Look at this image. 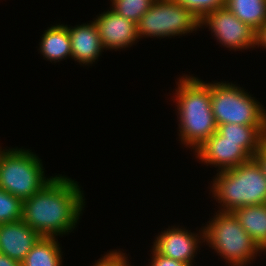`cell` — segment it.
<instances>
[{"label": "cell", "mask_w": 266, "mask_h": 266, "mask_svg": "<svg viewBox=\"0 0 266 266\" xmlns=\"http://www.w3.org/2000/svg\"><path fill=\"white\" fill-rule=\"evenodd\" d=\"M42 159L27 148L0 147V188L25 200L54 176H45Z\"/></svg>", "instance_id": "obj_5"}, {"label": "cell", "mask_w": 266, "mask_h": 266, "mask_svg": "<svg viewBox=\"0 0 266 266\" xmlns=\"http://www.w3.org/2000/svg\"><path fill=\"white\" fill-rule=\"evenodd\" d=\"M211 82V105L217 126L223 124L266 125V109L240 85Z\"/></svg>", "instance_id": "obj_6"}, {"label": "cell", "mask_w": 266, "mask_h": 266, "mask_svg": "<svg viewBox=\"0 0 266 266\" xmlns=\"http://www.w3.org/2000/svg\"><path fill=\"white\" fill-rule=\"evenodd\" d=\"M42 236L22 220L0 224V254L20 263Z\"/></svg>", "instance_id": "obj_12"}, {"label": "cell", "mask_w": 266, "mask_h": 266, "mask_svg": "<svg viewBox=\"0 0 266 266\" xmlns=\"http://www.w3.org/2000/svg\"><path fill=\"white\" fill-rule=\"evenodd\" d=\"M217 132L225 141L241 142V146L254 158L262 143L266 140V125L223 124L217 126Z\"/></svg>", "instance_id": "obj_15"}, {"label": "cell", "mask_w": 266, "mask_h": 266, "mask_svg": "<svg viewBox=\"0 0 266 266\" xmlns=\"http://www.w3.org/2000/svg\"><path fill=\"white\" fill-rule=\"evenodd\" d=\"M225 6L255 31L266 22V0H226Z\"/></svg>", "instance_id": "obj_18"}, {"label": "cell", "mask_w": 266, "mask_h": 266, "mask_svg": "<svg viewBox=\"0 0 266 266\" xmlns=\"http://www.w3.org/2000/svg\"><path fill=\"white\" fill-rule=\"evenodd\" d=\"M40 38L39 52L43 55V59L56 63L68 57L72 58L71 39L67 24L59 23L48 27Z\"/></svg>", "instance_id": "obj_14"}, {"label": "cell", "mask_w": 266, "mask_h": 266, "mask_svg": "<svg viewBox=\"0 0 266 266\" xmlns=\"http://www.w3.org/2000/svg\"><path fill=\"white\" fill-rule=\"evenodd\" d=\"M67 28L71 39L72 59L84 66L97 63L96 60L98 61L104 48L94 21L76 26L67 25Z\"/></svg>", "instance_id": "obj_13"}, {"label": "cell", "mask_w": 266, "mask_h": 266, "mask_svg": "<svg viewBox=\"0 0 266 266\" xmlns=\"http://www.w3.org/2000/svg\"><path fill=\"white\" fill-rule=\"evenodd\" d=\"M151 261L149 266H186L187 264L173 260L172 258L165 257L161 254H158L153 248H151Z\"/></svg>", "instance_id": "obj_23"}, {"label": "cell", "mask_w": 266, "mask_h": 266, "mask_svg": "<svg viewBox=\"0 0 266 266\" xmlns=\"http://www.w3.org/2000/svg\"><path fill=\"white\" fill-rule=\"evenodd\" d=\"M128 260L126 252L123 253L121 250L112 249L95 261L93 266H125L129 262Z\"/></svg>", "instance_id": "obj_22"}, {"label": "cell", "mask_w": 266, "mask_h": 266, "mask_svg": "<svg viewBox=\"0 0 266 266\" xmlns=\"http://www.w3.org/2000/svg\"><path fill=\"white\" fill-rule=\"evenodd\" d=\"M97 26L104 50H124L139 42L137 26L134 22L114 12L111 8L96 15Z\"/></svg>", "instance_id": "obj_11"}, {"label": "cell", "mask_w": 266, "mask_h": 266, "mask_svg": "<svg viewBox=\"0 0 266 266\" xmlns=\"http://www.w3.org/2000/svg\"><path fill=\"white\" fill-rule=\"evenodd\" d=\"M62 246L57 237H41L32 247L22 266H63Z\"/></svg>", "instance_id": "obj_17"}, {"label": "cell", "mask_w": 266, "mask_h": 266, "mask_svg": "<svg viewBox=\"0 0 266 266\" xmlns=\"http://www.w3.org/2000/svg\"><path fill=\"white\" fill-rule=\"evenodd\" d=\"M195 263H192V264H187L186 266H194ZM196 266V265H195Z\"/></svg>", "instance_id": "obj_27"}, {"label": "cell", "mask_w": 266, "mask_h": 266, "mask_svg": "<svg viewBox=\"0 0 266 266\" xmlns=\"http://www.w3.org/2000/svg\"><path fill=\"white\" fill-rule=\"evenodd\" d=\"M193 153L197 161L218 168L217 172L237 167L253 158L241 142L225 141L217 131Z\"/></svg>", "instance_id": "obj_10"}, {"label": "cell", "mask_w": 266, "mask_h": 266, "mask_svg": "<svg viewBox=\"0 0 266 266\" xmlns=\"http://www.w3.org/2000/svg\"><path fill=\"white\" fill-rule=\"evenodd\" d=\"M212 217L203 226L204 243L214 249L226 264L248 266L257 255L262 254L263 251L243 229L232 212L217 210Z\"/></svg>", "instance_id": "obj_4"}, {"label": "cell", "mask_w": 266, "mask_h": 266, "mask_svg": "<svg viewBox=\"0 0 266 266\" xmlns=\"http://www.w3.org/2000/svg\"><path fill=\"white\" fill-rule=\"evenodd\" d=\"M111 8L117 14L135 24L155 3V0H110Z\"/></svg>", "instance_id": "obj_19"}, {"label": "cell", "mask_w": 266, "mask_h": 266, "mask_svg": "<svg viewBox=\"0 0 266 266\" xmlns=\"http://www.w3.org/2000/svg\"><path fill=\"white\" fill-rule=\"evenodd\" d=\"M198 234L181 226H168L166 230L158 233L152 248L165 257L192 264L195 263L194 258H196L198 248L200 252V246L204 242L202 226Z\"/></svg>", "instance_id": "obj_9"}, {"label": "cell", "mask_w": 266, "mask_h": 266, "mask_svg": "<svg viewBox=\"0 0 266 266\" xmlns=\"http://www.w3.org/2000/svg\"><path fill=\"white\" fill-rule=\"evenodd\" d=\"M266 49V22L256 31L255 47Z\"/></svg>", "instance_id": "obj_24"}, {"label": "cell", "mask_w": 266, "mask_h": 266, "mask_svg": "<svg viewBox=\"0 0 266 266\" xmlns=\"http://www.w3.org/2000/svg\"><path fill=\"white\" fill-rule=\"evenodd\" d=\"M215 36L218 44L234 51L255 47L256 31L239 20L226 6L208 13L200 22Z\"/></svg>", "instance_id": "obj_8"}, {"label": "cell", "mask_w": 266, "mask_h": 266, "mask_svg": "<svg viewBox=\"0 0 266 266\" xmlns=\"http://www.w3.org/2000/svg\"><path fill=\"white\" fill-rule=\"evenodd\" d=\"M202 20L208 13L225 6L226 0H175Z\"/></svg>", "instance_id": "obj_21"}, {"label": "cell", "mask_w": 266, "mask_h": 266, "mask_svg": "<svg viewBox=\"0 0 266 266\" xmlns=\"http://www.w3.org/2000/svg\"><path fill=\"white\" fill-rule=\"evenodd\" d=\"M254 158L261 165L262 170L266 175V140L262 143L260 149L256 152Z\"/></svg>", "instance_id": "obj_25"}, {"label": "cell", "mask_w": 266, "mask_h": 266, "mask_svg": "<svg viewBox=\"0 0 266 266\" xmlns=\"http://www.w3.org/2000/svg\"><path fill=\"white\" fill-rule=\"evenodd\" d=\"M0 266H22V263L9 258L7 255L0 254Z\"/></svg>", "instance_id": "obj_26"}, {"label": "cell", "mask_w": 266, "mask_h": 266, "mask_svg": "<svg viewBox=\"0 0 266 266\" xmlns=\"http://www.w3.org/2000/svg\"><path fill=\"white\" fill-rule=\"evenodd\" d=\"M232 213L263 253H266V204L239 207Z\"/></svg>", "instance_id": "obj_16"}, {"label": "cell", "mask_w": 266, "mask_h": 266, "mask_svg": "<svg viewBox=\"0 0 266 266\" xmlns=\"http://www.w3.org/2000/svg\"><path fill=\"white\" fill-rule=\"evenodd\" d=\"M175 83L177 88L172 100L177 104L179 141L195 151L217 131L211 105V82L184 73Z\"/></svg>", "instance_id": "obj_2"}, {"label": "cell", "mask_w": 266, "mask_h": 266, "mask_svg": "<svg viewBox=\"0 0 266 266\" xmlns=\"http://www.w3.org/2000/svg\"><path fill=\"white\" fill-rule=\"evenodd\" d=\"M213 178L209 189L220 205L218 211L232 212L243 206L266 204V175L255 158L218 171Z\"/></svg>", "instance_id": "obj_3"}, {"label": "cell", "mask_w": 266, "mask_h": 266, "mask_svg": "<svg viewBox=\"0 0 266 266\" xmlns=\"http://www.w3.org/2000/svg\"><path fill=\"white\" fill-rule=\"evenodd\" d=\"M23 200L0 188V224L22 220Z\"/></svg>", "instance_id": "obj_20"}, {"label": "cell", "mask_w": 266, "mask_h": 266, "mask_svg": "<svg viewBox=\"0 0 266 266\" xmlns=\"http://www.w3.org/2000/svg\"><path fill=\"white\" fill-rule=\"evenodd\" d=\"M131 262H128L125 266H134V265H130Z\"/></svg>", "instance_id": "obj_28"}, {"label": "cell", "mask_w": 266, "mask_h": 266, "mask_svg": "<svg viewBox=\"0 0 266 266\" xmlns=\"http://www.w3.org/2000/svg\"><path fill=\"white\" fill-rule=\"evenodd\" d=\"M66 175H54L41 190L23 200L22 221L43 237H62L77 227L85 208L84 191Z\"/></svg>", "instance_id": "obj_1"}, {"label": "cell", "mask_w": 266, "mask_h": 266, "mask_svg": "<svg viewBox=\"0 0 266 266\" xmlns=\"http://www.w3.org/2000/svg\"><path fill=\"white\" fill-rule=\"evenodd\" d=\"M200 22L197 16L175 0H155L136 24L137 34L139 40L185 36L199 30Z\"/></svg>", "instance_id": "obj_7"}]
</instances>
